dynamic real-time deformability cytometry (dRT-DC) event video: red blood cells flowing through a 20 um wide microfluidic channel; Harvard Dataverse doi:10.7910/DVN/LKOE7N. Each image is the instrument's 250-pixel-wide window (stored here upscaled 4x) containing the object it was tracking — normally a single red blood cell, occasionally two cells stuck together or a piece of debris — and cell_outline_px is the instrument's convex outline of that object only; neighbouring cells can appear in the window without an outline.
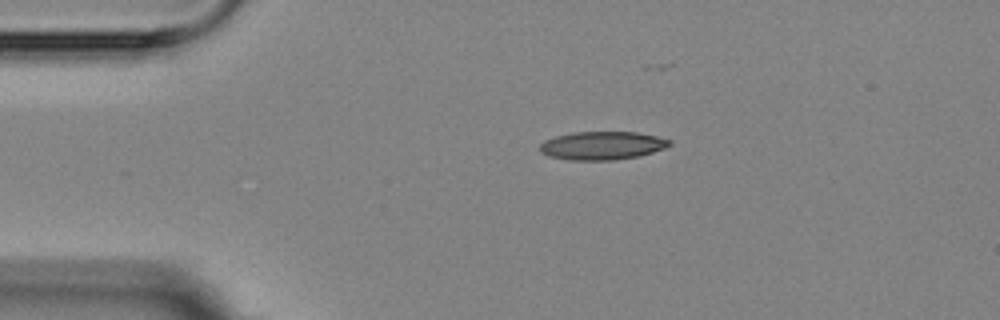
{"species": "Egyptian fruit bat (a non-hibernating species)", "species_latin": "Rousettus aegyptiacus", "temperature_condition": "room temperature", "stored_images_in_passage": 2, "camera_frame_rate_fps": 3000, "um_per_image_px": 0.085, "animal": {"sex": "female"}, "frame": {"image": 1, "passage_image": 1, "time_ms": 0.0, "image_size_px": [1000, 320], "cell_outline_px": [[672, 144], [664, 148], [640, 156], [612, 160], [568, 160], [548, 156], [540, 152], [540, 144], [544, 140], [556, 136], [576, 132], [636, 132], [656, 136], [672, 140]], "centroid_in_image_um": [51.18, 12.38], "position_along_channel_um": 33.8, "area_um2": 21.39}}